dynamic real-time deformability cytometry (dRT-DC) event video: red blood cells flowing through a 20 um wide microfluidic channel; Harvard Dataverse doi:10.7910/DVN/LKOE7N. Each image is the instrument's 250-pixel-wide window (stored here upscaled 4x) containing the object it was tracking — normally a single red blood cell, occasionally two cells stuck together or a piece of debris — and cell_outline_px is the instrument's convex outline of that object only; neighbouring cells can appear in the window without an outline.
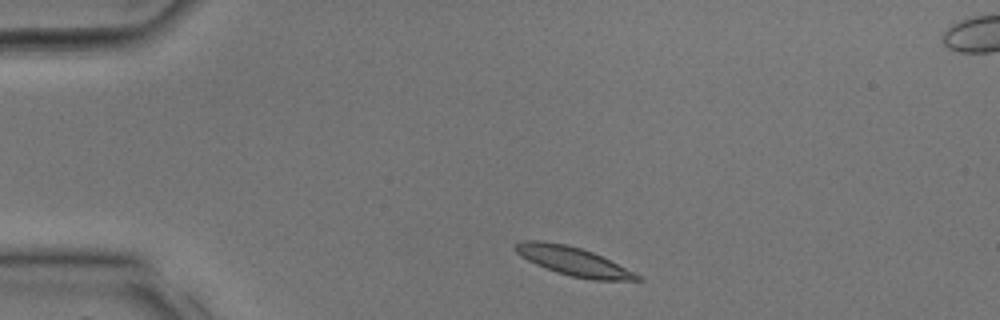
{"species": "common noctule bat (a hibernating species)", "species_latin": "Nyctalus noctula", "temperature_condition": "room temperature", "stored_images_in_passage": 29, "segment_of_instrument_passage": [1, 2], "camera_frame_rate_fps": 3000, "um_per_image_px": 0.085, "animal": {"sex": "male", "body_mass_g": 17.9, "forearm_length_mm": 54.2}, "frame": {"image": 1, "passage_image": 2, "time_ms": 0.333, "image_size_px": [1000, 320], "cell_outline_px": [[644, 280], [592, 280], [572, 276], [556, 272], [544, 268], [520, 256], [512, 248], [516, 244], [524, 240], [540, 240], [564, 244], [580, 248], [592, 252], [640, 276]], "centroid_in_image_um": [48.64, 22.2], "position_along_channel_um": 36.4, "area_um2": 19.94}}
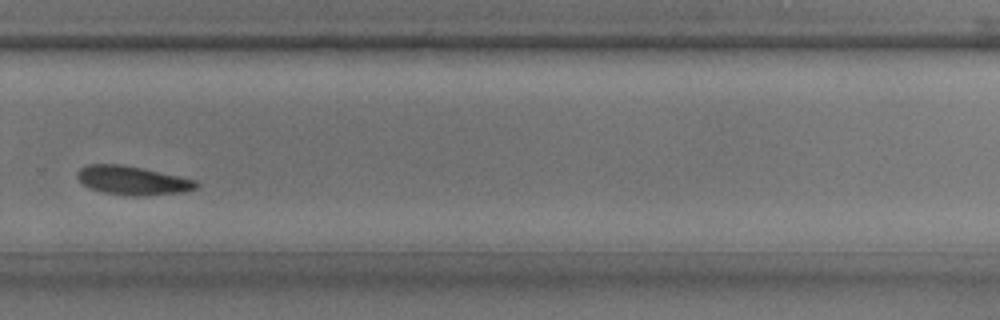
{"frame": {"image": 2, "passage_image": 18, "time_ms": 5.667, "image_size_px": [1000, 320], "cell_outline_px": [[200, 184], [196, 188], [180, 192], [140, 196], [132, 196], [104, 192], [92, 188], [84, 184], [76, 176], [76, 172], [80, 168], [88, 164], [120, 164], [140, 168], [196, 180]], "centroid_in_image_um": [11.24, 15.33], "position_along_channel_um": 318.6, "area_um2": 19.54}}
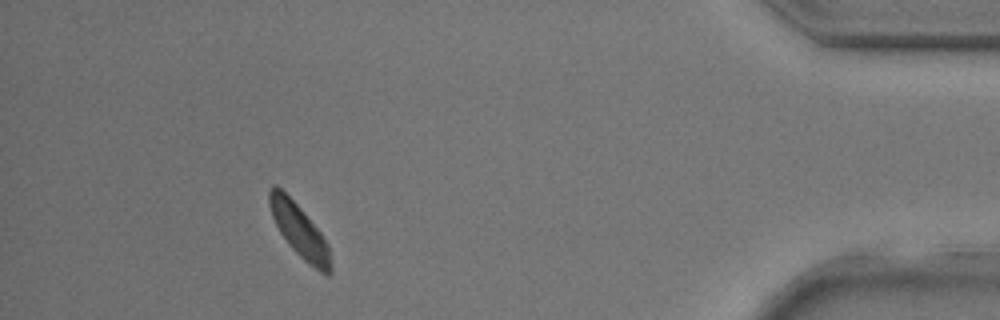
{"frame": {"image": 3, "passage_image": 25, "time_ms": 8.0, "image_size_px": [1000, 320], "cell_outline_px": [[332, 272], [328, 276], [320, 272], [308, 264], [288, 244], [280, 232], [272, 216], [268, 204], [268, 192], [272, 184], [276, 184], [300, 208], [320, 232], [328, 244], [332, 264]], "centroid_in_image_um": [25.45, 19.63], "position_along_channel_um": 409.7, "area_um2": 18.84}}